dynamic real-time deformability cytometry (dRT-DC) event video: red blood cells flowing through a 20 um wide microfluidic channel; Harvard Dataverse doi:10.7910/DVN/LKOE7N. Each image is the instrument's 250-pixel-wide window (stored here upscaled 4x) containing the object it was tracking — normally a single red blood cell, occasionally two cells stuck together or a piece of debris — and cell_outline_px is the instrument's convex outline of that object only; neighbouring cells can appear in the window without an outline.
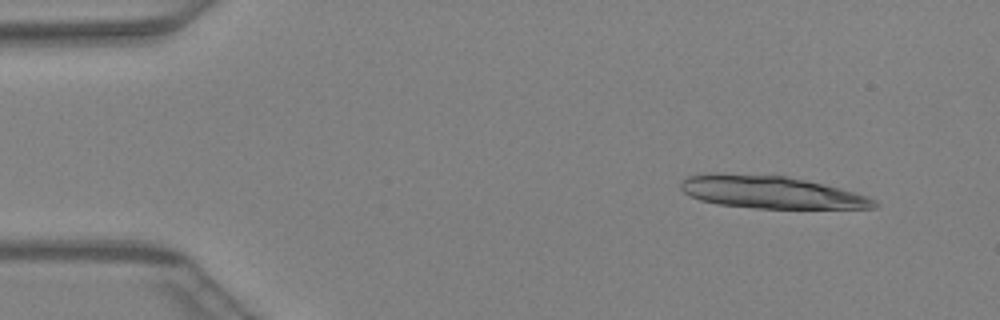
{"species": "Egyptian fruit bat (a non-hibernating species)", "species_latin": "Rousettus aegyptiacus", "temperature_condition": "warm", "stored_images_in_passage": 18, "camera_frame_rate_fps": 3000, "um_per_image_px": 0.085, "animal": {"sex": "female"}, "frame": {"image": 1, "passage_image": 4, "time_ms": 1.0, "image_size_px": [1000, 320], "cell_outline_px": [[880, 204], [876, 208], [756, 208], [720, 204], [700, 200], [684, 192], [680, 188], [680, 180], [688, 176], [704, 172], [720, 172], [784, 176], [804, 180], [840, 188], [868, 196], [876, 200]], "centroid_in_image_um": [65.49, 16.32], "position_along_channel_um": 19.5, "area_um2": 36.76}}